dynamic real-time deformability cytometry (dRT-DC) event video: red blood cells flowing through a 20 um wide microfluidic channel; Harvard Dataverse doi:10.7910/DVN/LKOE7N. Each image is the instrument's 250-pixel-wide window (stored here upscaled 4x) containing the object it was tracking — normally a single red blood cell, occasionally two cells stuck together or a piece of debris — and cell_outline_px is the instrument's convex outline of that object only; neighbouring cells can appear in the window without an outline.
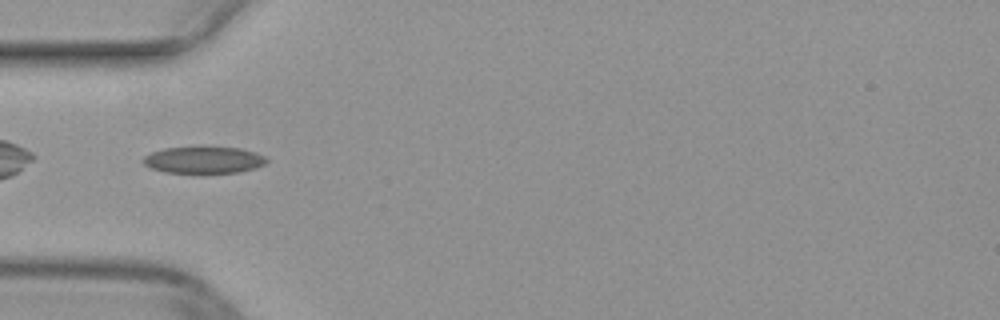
{"species": "common noctule bat (a hibernating species)", "species_latin": "Nyctalus noctula", "temperature_condition": "warm", "stored_images_in_passage": 33, "camera_frame_rate_fps": 3000, "um_per_image_px": 0.085, "animal": {"sex": "female", "body_mass_g": 29.2, "forearm_length_mm": 56.3}, "frame": {"image": 1, "passage_image": 1, "time_ms": 0.0, "image_size_px": [1000, 320], "cell_outline_px": [[268, 160], [264, 164], [256, 168], [236, 172], [200, 176], [164, 172], [152, 168], [144, 164], [140, 160], [144, 156], [152, 152], [164, 148], [200, 144], [240, 148], [256, 152], [264, 156]], "centroid_in_image_um": [17.28, 13.59], "position_along_channel_um": 67.7, "area_um2": 20.92}}
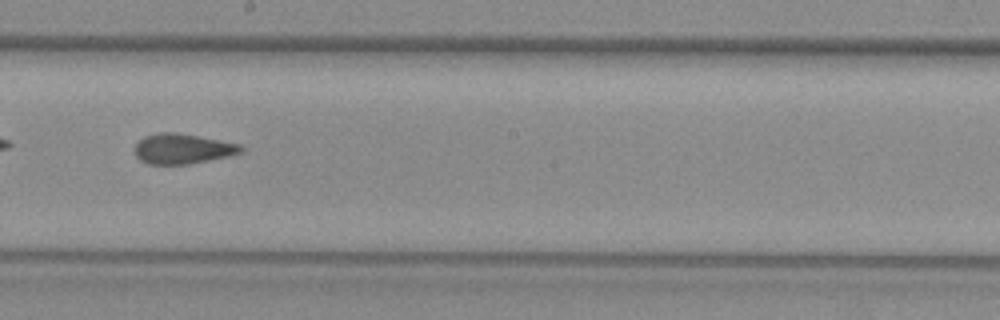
{"frame": {"image": 2, "passage_image": 13, "time_ms": 4.0, "image_size_px": [1000, 320], "cell_outline_px": [[244, 152], [228, 156], [188, 164], [148, 164], [140, 160], [136, 156], [136, 144], [144, 136], [160, 132], [176, 132], [220, 140], [240, 144], [244, 148]], "centroid_in_image_um": [15.53, 12.64], "position_along_channel_um": 232.7, "area_um2": 18.55}}
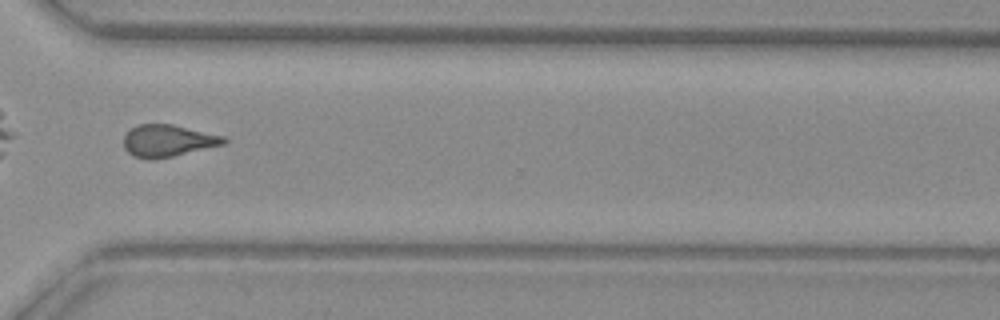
{"frame": {"image": 3, "passage_image": 22, "time_ms": 7.0, "image_size_px": [1000, 320], "cell_outline_px": [[228, 140], [224, 144], [156, 160], [148, 160], [132, 156], [124, 148], [124, 136], [132, 128], [140, 124], [172, 124], [224, 136]], "centroid_in_image_um": [14.25, 11.98], "position_along_channel_um": 356.4, "area_um2": 18.67}}